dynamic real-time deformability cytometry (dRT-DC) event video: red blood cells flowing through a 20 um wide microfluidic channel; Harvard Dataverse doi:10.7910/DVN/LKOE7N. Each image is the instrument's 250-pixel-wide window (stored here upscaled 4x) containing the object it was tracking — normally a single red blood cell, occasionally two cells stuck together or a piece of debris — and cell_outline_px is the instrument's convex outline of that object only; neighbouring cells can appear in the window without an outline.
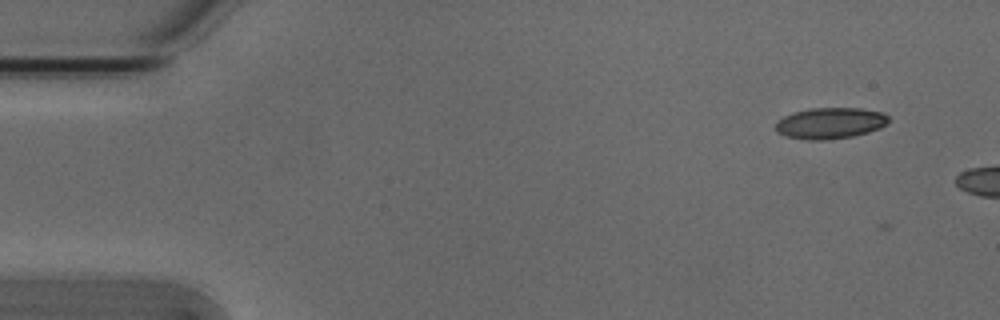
{"species": "Egyptian fruit bat (a non-hibernating species)", "species_latin": "Rousettus aegyptiacus", "temperature_condition": "cold", "stored_images_in_passage": 2, "camera_frame_rate_fps": 3000, "um_per_image_px": 0.085, "animal": {"sex": "male"}, "frame": {"image": 1, "passage_image": 1, "time_ms": 0.0, "image_size_px": [1000, 320], "cell_outline_px": [[888, 120], [880, 128], [868, 132], [852, 136], [828, 140], [808, 140], [784, 136], [776, 132], [776, 120], [792, 112], [812, 108], [860, 108], [884, 112], [888, 116]], "centroid_in_image_um": [70.53, 10.47], "position_along_channel_um": 14.5, "area_um2": 20.63}}